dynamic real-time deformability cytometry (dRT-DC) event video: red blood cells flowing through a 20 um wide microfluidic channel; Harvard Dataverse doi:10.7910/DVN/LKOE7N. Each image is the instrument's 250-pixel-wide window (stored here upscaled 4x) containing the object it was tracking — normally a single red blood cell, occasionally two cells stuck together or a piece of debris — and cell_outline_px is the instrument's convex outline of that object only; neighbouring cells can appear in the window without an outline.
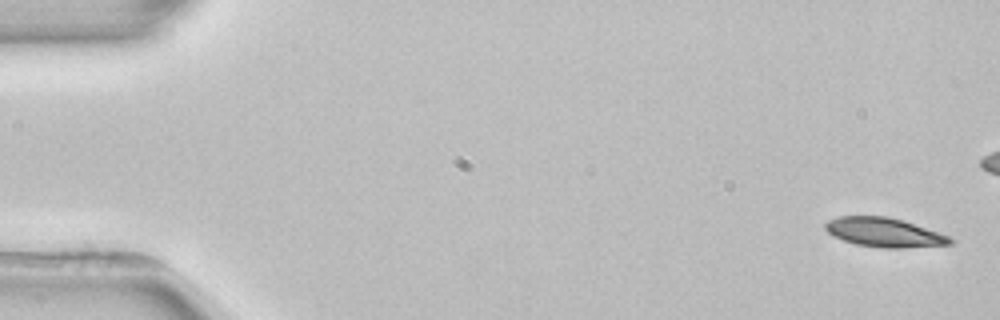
{"species": "common noctule bat (a hibernating species)", "species_latin": "Nyctalus noctula", "temperature_condition": "room temperature", "stored_images_in_passage": 6, "camera_frame_rate_fps": 3000, "um_per_image_px": 0.085, "animal": {"sex": "female", "body_mass_g": 22.7, "forearm_length_mm": 54.2}, "frame": {"image": 1, "passage_image": 1, "time_ms": 0.0, "image_size_px": [1000, 320], "cell_outline_px": [[952, 244], [904, 248], [884, 248], [856, 244], [844, 240], [828, 232], [824, 228], [824, 224], [828, 220], [840, 216], [888, 216], [904, 220], [948, 236], [952, 240]], "centroid_in_image_um": [75.14, 19.74], "position_along_channel_um": 9.9, "area_um2": 21.04}}